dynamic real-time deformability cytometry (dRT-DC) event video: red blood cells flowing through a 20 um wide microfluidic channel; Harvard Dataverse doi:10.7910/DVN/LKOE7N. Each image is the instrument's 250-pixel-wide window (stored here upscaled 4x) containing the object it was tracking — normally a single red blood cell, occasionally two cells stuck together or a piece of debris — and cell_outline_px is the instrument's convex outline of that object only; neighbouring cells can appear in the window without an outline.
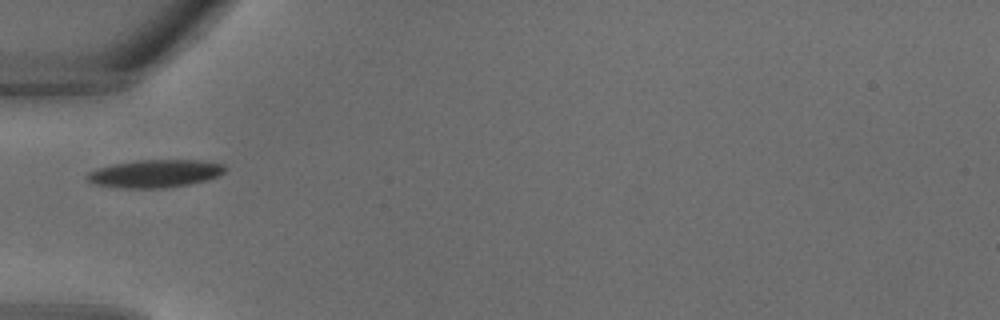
{"species": "common noctule bat (a hibernating species)", "species_latin": "Nyctalus noctula", "temperature_condition": "warm", "stored_images_in_passage": 14, "camera_frame_rate_fps": 3000, "um_per_image_px": 0.085, "animal": {"sex": "male", "body_mass_g": 18.8}, "frame": {"image": 1, "passage_image": 1, "time_ms": 0.0, "image_size_px": [1000, 320], "cell_outline_px": [[228, 168], [220, 176], [208, 180], [168, 188], [124, 188], [96, 184], [88, 180], [84, 176], [88, 172], [96, 168], [112, 164], [136, 160], [200, 160], [224, 164]], "centroid_in_image_um": [13.21, 14.75], "position_along_channel_um": 71.8, "area_um2": 22.6}}
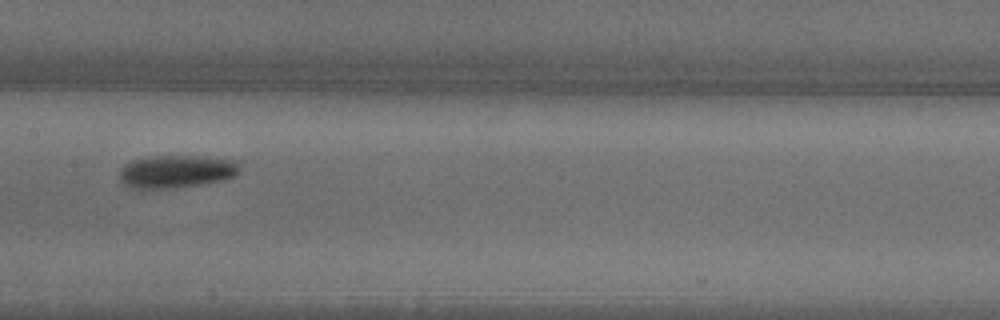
{"frame": {"image": 2, "passage_image": 7, "time_ms": 2.0, "image_size_px": [1000, 320], "cell_outline_px": [[240, 168], [232, 176], [220, 180], [200, 184], [176, 188], [132, 188], [124, 184], [120, 180], [120, 168], [124, 164], [132, 160], [148, 156], [200, 156], [236, 160]], "centroid_in_image_um": [14.93, 14.56], "position_along_channel_um": 192.5, "area_um2": 22.83}}
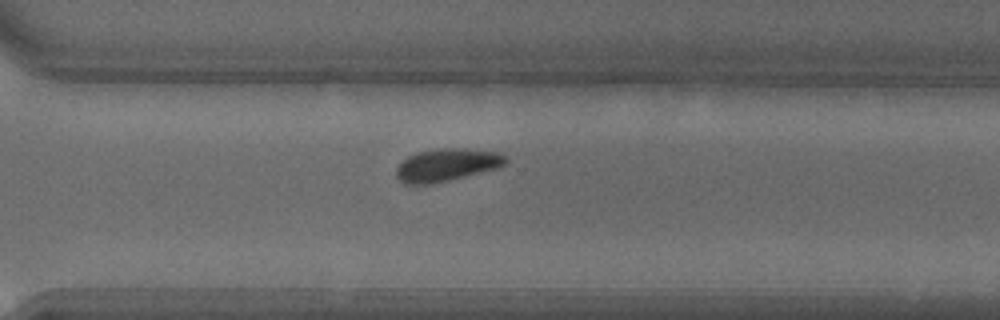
{"frame": {"image": 3, "passage_image": 14, "time_ms": 4.333, "image_size_px": [1000, 320], "cell_outline_px": [[508, 164], [500, 168], [432, 184], [404, 184], [396, 176], [396, 168], [408, 156], [416, 152], [440, 148], [464, 148], [500, 152], [508, 156]], "centroid_in_image_um": [38.05, 14.01], "position_along_channel_um": 332.6, "area_um2": 21.15}}